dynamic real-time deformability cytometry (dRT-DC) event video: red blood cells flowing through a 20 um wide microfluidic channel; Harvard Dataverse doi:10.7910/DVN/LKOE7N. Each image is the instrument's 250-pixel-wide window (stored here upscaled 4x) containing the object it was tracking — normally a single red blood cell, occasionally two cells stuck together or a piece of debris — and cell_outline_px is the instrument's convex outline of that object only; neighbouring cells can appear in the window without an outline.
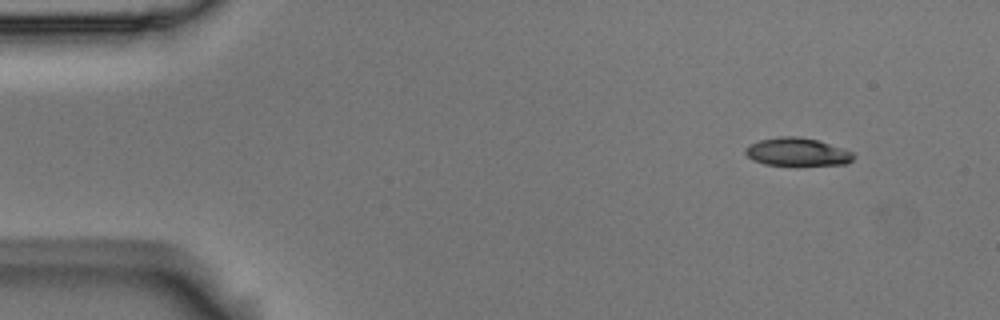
{"species": "Egyptian fruit bat (a non-hibernating species)", "species_latin": "Rousettus aegyptiacus", "temperature_condition": "room temperature", "stored_images_in_passage": 4, "camera_frame_rate_fps": 3000, "um_per_image_px": 0.085, "animal": {"sex": "male"}, "frame": {"image": 1, "passage_image": 1, "time_ms": 0.0, "image_size_px": [1000, 320], "cell_outline_px": [[856, 156], [852, 160], [844, 164], [764, 164], [752, 160], [744, 152], [744, 148], [760, 140], [780, 136], [796, 136], [816, 140], [852, 152]], "centroid_in_image_um": [67.72, 12.9], "position_along_channel_um": 17.3, "area_um2": 17.11}}